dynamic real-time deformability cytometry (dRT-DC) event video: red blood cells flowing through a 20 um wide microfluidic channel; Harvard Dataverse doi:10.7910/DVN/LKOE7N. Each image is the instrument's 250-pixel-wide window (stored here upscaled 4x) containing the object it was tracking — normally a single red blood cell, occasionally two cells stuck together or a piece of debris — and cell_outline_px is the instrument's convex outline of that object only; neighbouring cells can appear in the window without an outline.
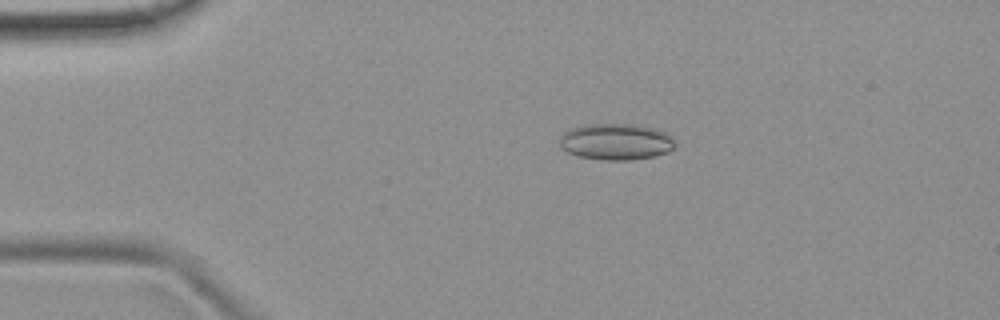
{"species": "common noctule bat (a hibernating species)", "species_latin": "Nyctalus noctula", "temperature_condition": "room temperature", "stored_images_in_passage": 5, "camera_frame_rate_fps": 3000, "um_per_image_px": 0.085, "animal": {"sex": "female", "body_mass_g": 19.9}, "frame": {"image": 1, "passage_image": 2, "time_ms": 1.333, "image_size_px": [1000, 320], "cell_outline_px": [[672, 148], [668, 152], [656, 156], [628, 160], [604, 160], [580, 156], [568, 152], [560, 148], [560, 136], [568, 128], [584, 124], [636, 124], [652, 128], [664, 132], [672, 136]], "centroid_in_image_um": [52.31, 12.04], "position_along_channel_um": 32.7, "area_um2": 24.45}}
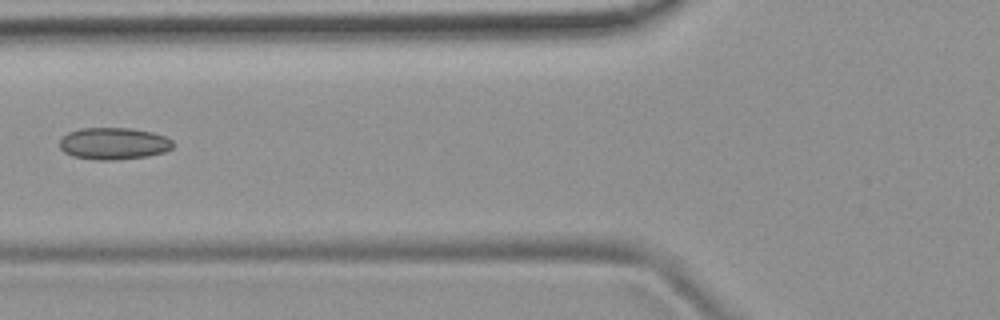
{"frame": {"image": 2, "passage_image": 5, "time_ms": 4.667, "image_size_px": [1000, 320], "cell_outline_px": [[172, 148], [164, 152], [148, 156], [112, 160], [96, 160], [72, 156], [64, 152], [60, 148], [60, 140], [68, 132], [80, 128], [132, 128], [152, 132], [164, 136], [172, 140]], "centroid_in_image_um": [9.65, 12.2], "position_along_channel_um": 116.2, "area_um2": 21.1}}